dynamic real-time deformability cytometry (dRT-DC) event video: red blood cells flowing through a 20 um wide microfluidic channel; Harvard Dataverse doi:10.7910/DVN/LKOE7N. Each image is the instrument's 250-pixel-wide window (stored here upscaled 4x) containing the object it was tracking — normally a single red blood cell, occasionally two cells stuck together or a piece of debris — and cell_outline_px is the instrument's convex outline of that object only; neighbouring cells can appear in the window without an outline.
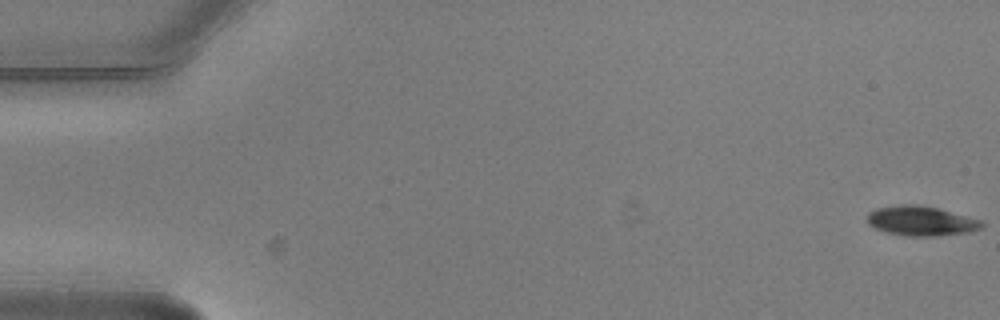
{"species": "common noctule bat (a hibernating species)", "species_latin": "Nyctalus noctula", "temperature_condition": "warm", "stored_images_in_passage": 6, "camera_frame_rate_fps": 3000, "um_per_image_px": 0.085, "animal": {"sex": "male", "body_mass_g": 20.5, "forearm_length_mm": 52.5}, "frame": {"image": 1, "passage_image": 1, "time_ms": 0.0, "image_size_px": [1000, 320], "cell_outline_px": [[984, 224], [980, 228], [972, 232], [936, 236], [904, 236], [888, 232], [876, 228], [868, 224], [868, 216], [876, 208], [900, 204], [916, 204], [936, 208], [980, 220]], "centroid_in_image_um": [78.3, 18.79], "position_along_channel_um": 6.7, "area_um2": 19.54}}
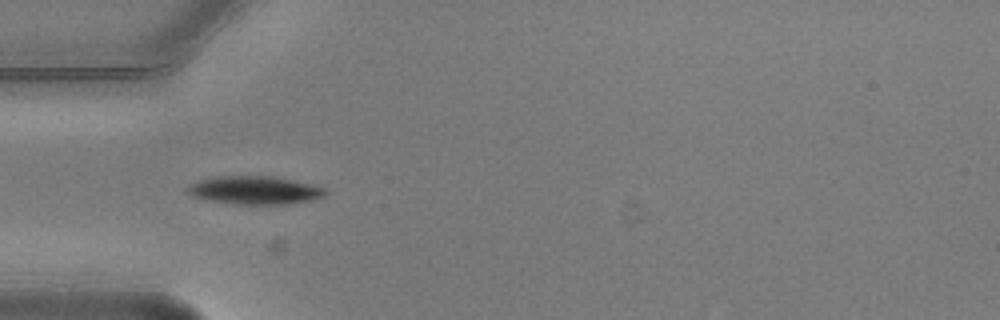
{"frame": {"image": 2, "passage_image": 5, "time_ms": 1.333, "image_size_px": [1000, 320], "cell_outline_px": [[328, 192], [324, 196], [312, 200], [288, 204], [236, 204], [212, 200], [192, 196], [184, 188], [188, 184], [200, 180], [216, 176], [272, 176], [316, 184], [328, 188]], "centroid_in_image_um": [21.71, 16.16], "position_along_channel_um": 63.3, "area_um2": 22.89}}
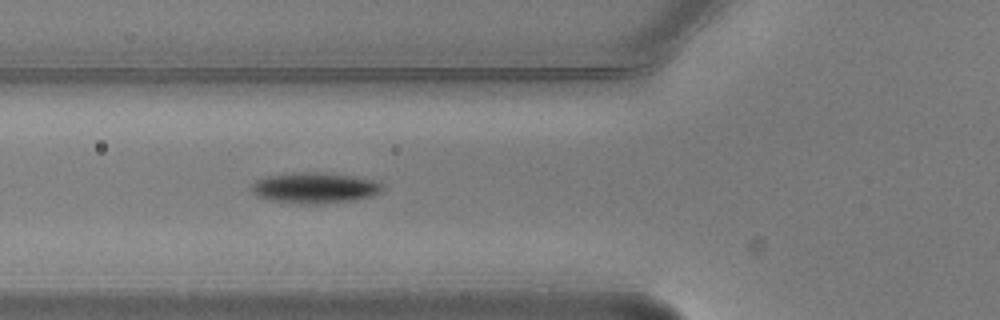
{"frame": {"image": 3, "passage_image": 6, "time_ms": 1.667, "image_size_px": [1000, 320], "cell_outline_px": [[384, 188], [380, 192], [372, 196], [348, 200], [320, 204], [300, 204], [272, 200], [256, 196], [252, 192], [252, 184], [256, 180], [268, 176], [352, 176], [372, 180], [384, 184]], "centroid_in_image_um": [26.77, 16.05], "position_along_channel_um": 99.0, "area_um2": 21.73}}